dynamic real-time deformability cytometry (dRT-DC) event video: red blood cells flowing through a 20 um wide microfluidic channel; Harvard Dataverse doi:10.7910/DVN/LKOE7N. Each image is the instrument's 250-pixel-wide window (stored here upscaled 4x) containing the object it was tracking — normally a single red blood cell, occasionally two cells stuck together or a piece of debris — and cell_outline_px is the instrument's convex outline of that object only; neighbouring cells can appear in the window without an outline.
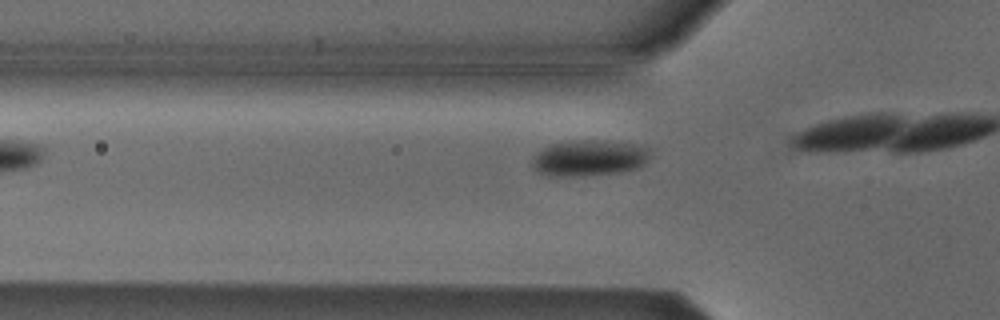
{"species": "Egyptian fruit bat (a non-hibernating species)", "species_latin": "Rousettus aegyptiacus", "temperature_condition": "cold", "stored_images_in_passage": 8, "camera_frame_rate_fps": 3000, "um_per_image_px": 0.085, "animal": {"sex": "male"}, "frame": {"image": 1, "passage_image": 4, "time_ms": 1.0, "image_size_px": [1000, 320], "cell_outline_px": [[652, 152], [648, 160], [640, 168], [620, 172], [584, 176], [548, 176], [536, 172], [532, 168], [532, 156], [536, 152], [548, 144], [568, 140], [604, 140], [632, 144], [652, 148]], "centroid_in_image_um": [50.05, 13.43], "position_along_channel_um": 75.7, "area_um2": 25.55}}
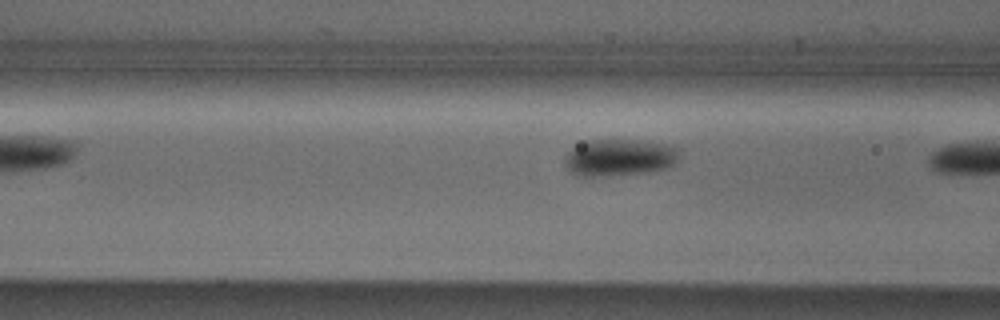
{"frame": {"image": 2, "passage_image": 7, "time_ms": 2.0, "image_size_px": [1000, 320], "cell_outline_px": [[680, 156], [676, 164], [668, 168], [652, 172], [608, 176], [576, 176], [564, 164], [564, 160], [568, 152], [572, 148], [588, 140], [632, 140], [668, 144], [680, 148]], "centroid_in_image_um": [52.71, 13.4], "position_along_channel_um": 113.9, "area_um2": 25.03}}